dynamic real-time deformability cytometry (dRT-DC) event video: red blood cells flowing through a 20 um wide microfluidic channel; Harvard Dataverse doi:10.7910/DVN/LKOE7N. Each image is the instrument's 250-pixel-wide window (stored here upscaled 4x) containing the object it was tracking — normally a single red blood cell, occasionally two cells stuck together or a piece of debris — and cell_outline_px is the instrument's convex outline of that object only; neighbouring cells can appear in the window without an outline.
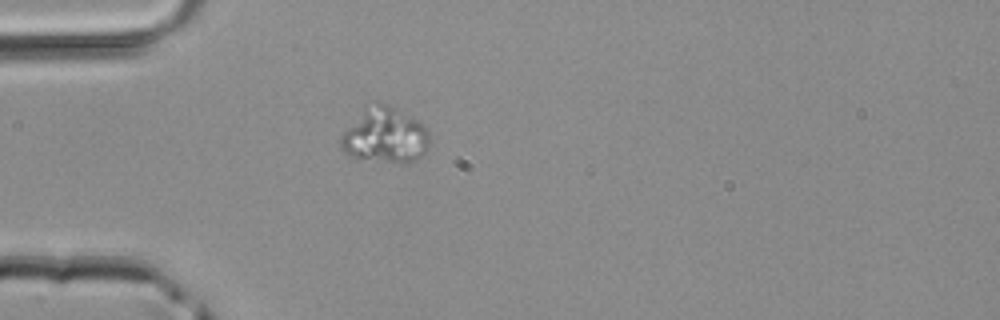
{"species": "common noctule bat (a hibernating species)", "species_latin": "Nyctalus noctula", "temperature_condition": "room temperature", "stored_images_in_passage": 1, "camera_frame_rate_fps": 3000, "um_per_image_px": 0.085, "animal": {"sex": "male", "body_mass_g": 20.4}, "frame": {"image": 1, "passage_image": 1, "time_ms": 0.0, "image_size_px": [1000, 320], "cell_outline_px": [[428, 148], [416, 160], [384, 160], [348, 156], [340, 148], [340, 136], [364, 104], [376, 100], [388, 104], [420, 120], [428, 128]], "centroid_in_image_um": [32.68, 11.41], "position_along_channel_um": 52.3, "area_um2": 28.67}}